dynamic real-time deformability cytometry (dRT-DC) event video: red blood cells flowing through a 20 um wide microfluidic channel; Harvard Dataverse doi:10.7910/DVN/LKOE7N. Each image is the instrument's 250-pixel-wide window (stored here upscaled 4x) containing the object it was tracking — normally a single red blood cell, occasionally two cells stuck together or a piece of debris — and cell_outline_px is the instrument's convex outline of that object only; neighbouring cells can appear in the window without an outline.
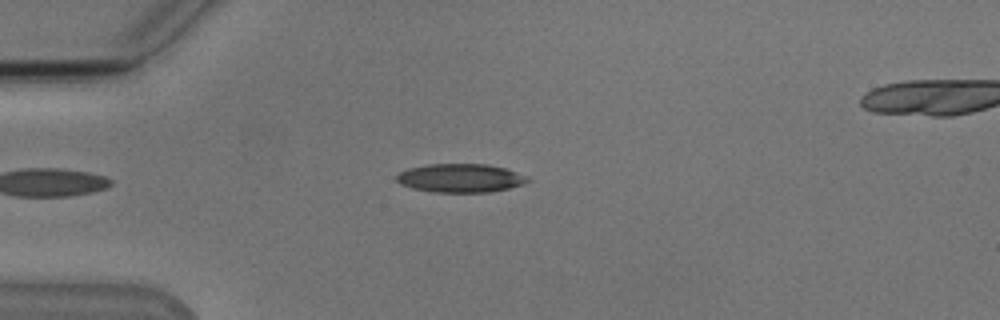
{"species": "Egyptian fruit bat (a non-hibernating species)", "species_latin": "Rousettus aegyptiacus", "temperature_condition": "cold", "stored_images_in_passage": 39, "camera_frame_rate_fps": 3000, "um_per_image_px": 0.085, "animal": {"sex": "male"}, "frame": {"image": 1, "passage_image": 3, "time_ms": 0.667, "image_size_px": [1000, 320], "cell_outline_px": [[532, 180], [524, 184], [508, 188], [488, 192], [432, 192], [412, 188], [400, 184], [396, 180], [396, 176], [400, 172], [408, 168], [428, 164], [488, 164], [504, 168], [528, 176]], "centroid_in_image_um": [39.14, 15.13], "position_along_channel_um": 45.9, "area_um2": 21.91}}
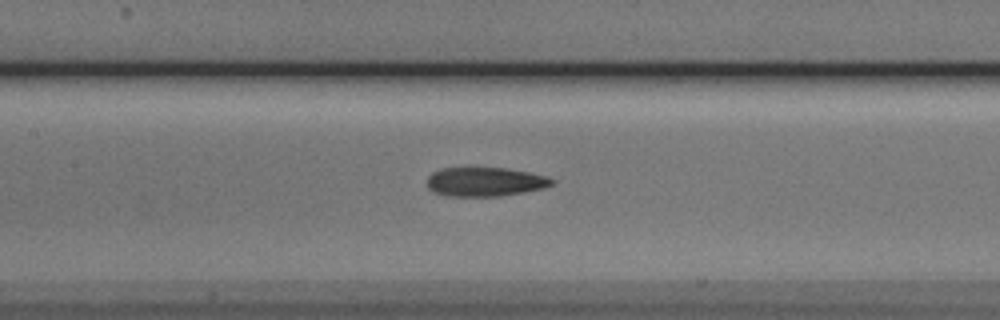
{"frame": {"image": 2, "passage_image": 14, "time_ms": 4.333, "image_size_px": [1000, 320], "cell_outline_px": [[556, 180], [552, 184], [544, 188], [524, 192], [500, 196], [444, 196], [432, 192], [428, 188], [428, 176], [432, 172], [440, 168], [508, 168], [548, 176]], "centroid_in_image_um": [41.22, 15.45], "position_along_channel_um": 166.2, "area_um2": 21.33}}
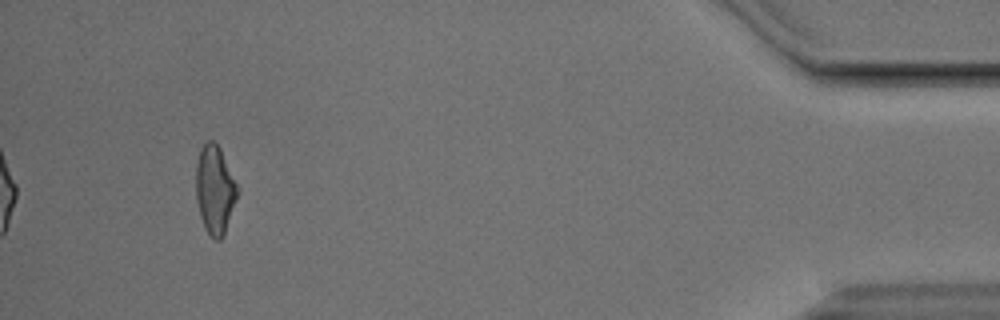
{"frame": {"image": 3, "passage_image": 39, "time_ms": 12.667, "image_size_px": [1000, 320], "cell_outline_px": [[240, 192], [224, 236], [220, 240], [212, 240], [204, 228], [200, 216], [196, 200], [196, 164], [200, 148], [208, 140], [212, 140], [220, 148], [240, 188]], "centroid_in_image_um": [18.29, 16.17], "position_along_channel_um": 416.9, "area_um2": 21.96}, "authors_computed_cell_mechanics": {"area_um2": 21.6172, "velocity_mm_per_s": 3.84, "shape_relaxation_time_tau1_ms": 6.5823, "shape_relaxation_time_tau2_ms": 4.0808, "deformation_change_tau1": 0.1919, "deformation_change_tau2": 0.1457}}